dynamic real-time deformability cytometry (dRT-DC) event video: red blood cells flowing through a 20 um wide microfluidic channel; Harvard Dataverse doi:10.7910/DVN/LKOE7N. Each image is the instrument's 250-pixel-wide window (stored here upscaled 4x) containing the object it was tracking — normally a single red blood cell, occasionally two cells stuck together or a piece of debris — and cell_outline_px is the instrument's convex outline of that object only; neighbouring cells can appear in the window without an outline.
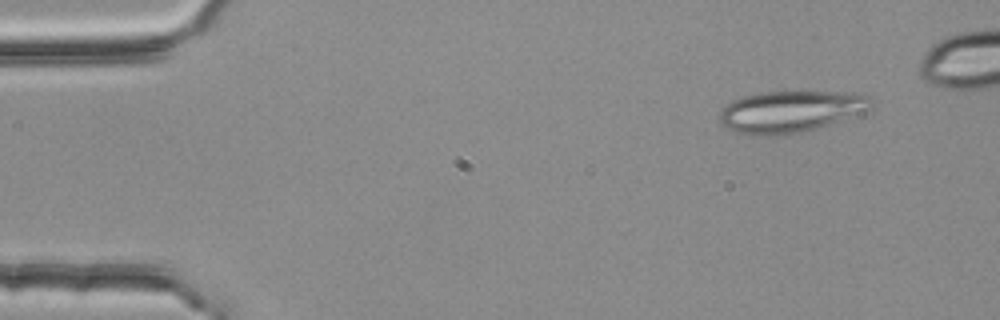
{"species": "common noctule bat (a hibernating species)", "species_latin": "Nyctalus noctula", "temperature_condition": "room temperature", "stored_images_in_passage": 4, "camera_frame_rate_fps": 3000, "um_per_image_px": 0.085, "animal": {"sex": "female", "body_mass_g": 25.1}, "frame": {"image": 1, "passage_image": 1, "time_ms": 0.0, "image_size_px": [1000, 320], "cell_outline_px": [[872, 96], [868, 108], [864, 112], [800, 132], [748, 136], [728, 128], [720, 124], [716, 116], [728, 104], [744, 96], [764, 92], [868, 92]], "centroid_in_image_um": [67.19, 9.45], "position_along_channel_um": 17.8, "area_um2": 36.18}}